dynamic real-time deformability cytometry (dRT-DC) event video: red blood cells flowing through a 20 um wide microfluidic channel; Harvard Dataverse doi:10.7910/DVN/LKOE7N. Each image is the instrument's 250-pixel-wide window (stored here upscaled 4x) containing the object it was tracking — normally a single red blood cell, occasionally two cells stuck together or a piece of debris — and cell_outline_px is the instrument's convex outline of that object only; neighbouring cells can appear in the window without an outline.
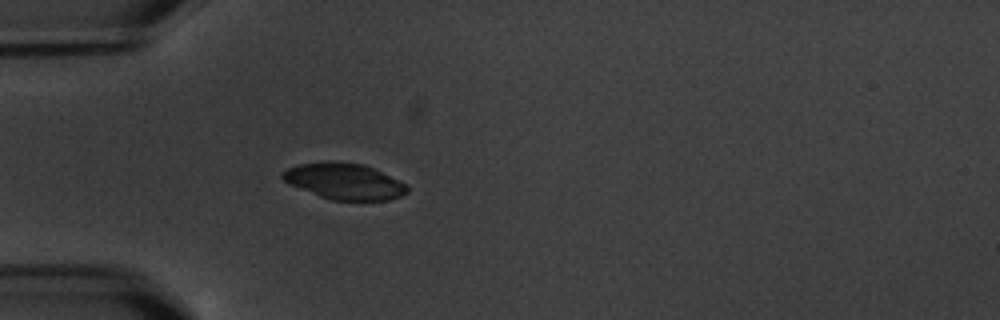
{"species": "common noctule bat (a hibernating species)", "species_latin": "Nyctalus noctula", "temperature_condition": "warm", "stored_images_in_passage": 4, "camera_frame_rate_fps": 3000, "um_per_image_px": 0.085, "animal": {"sex": "male", "body_mass_g": 20.1, "forearm_length_mm": 53.5}, "frame": {"image": 1, "passage_image": 4, "time_ms": 4.667, "image_size_px": [1000, 320], "cell_outline_px": [[408, 192], [400, 196], [388, 200], [332, 200], [320, 196], [288, 184], [280, 176], [280, 172], [288, 168], [300, 164], [324, 160], [332, 160], [364, 164], [408, 184]], "centroid_in_image_um": [29.25, 15.39], "position_along_channel_um": 55.8, "area_um2": 26.47}}